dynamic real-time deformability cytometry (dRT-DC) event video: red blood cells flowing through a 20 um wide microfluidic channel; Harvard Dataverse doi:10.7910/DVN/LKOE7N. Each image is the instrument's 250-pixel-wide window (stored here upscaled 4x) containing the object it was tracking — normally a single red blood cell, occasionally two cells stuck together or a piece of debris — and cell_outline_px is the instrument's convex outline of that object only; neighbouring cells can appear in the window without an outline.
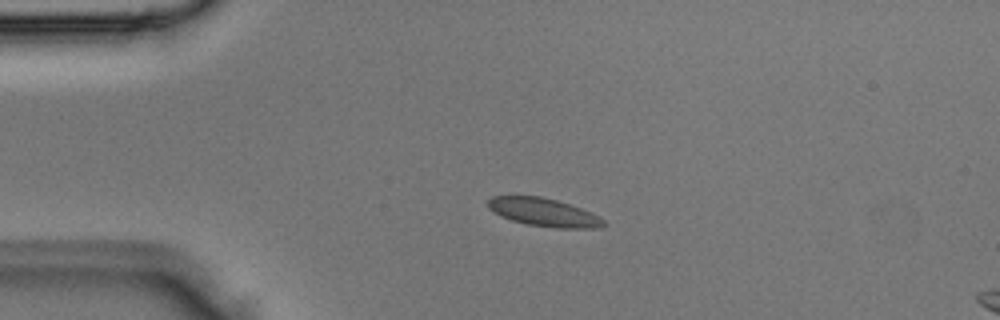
{"species": "Egyptian fruit bat (a non-hibernating species)", "species_latin": "Rousettus aegyptiacus", "temperature_condition": "room temperature", "stored_images_in_passage": 3, "camera_frame_rate_fps": 3000, "um_per_image_px": 0.085, "animal": {"sex": "male"}, "frame": {"image": 1, "passage_image": 2, "time_ms": 0.333, "image_size_px": [1000, 320], "cell_outline_px": [[608, 224], [600, 228], [556, 228], [528, 224], [512, 220], [500, 216], [488, 208], [488, 200], [492, 196], [540, 196], [556, 200], [580, 208], [600, 216]], "centroid_in_image_um": [46.24, 18.05], "position_along_channel_um": 38.8, "area_um2": 18.9}}